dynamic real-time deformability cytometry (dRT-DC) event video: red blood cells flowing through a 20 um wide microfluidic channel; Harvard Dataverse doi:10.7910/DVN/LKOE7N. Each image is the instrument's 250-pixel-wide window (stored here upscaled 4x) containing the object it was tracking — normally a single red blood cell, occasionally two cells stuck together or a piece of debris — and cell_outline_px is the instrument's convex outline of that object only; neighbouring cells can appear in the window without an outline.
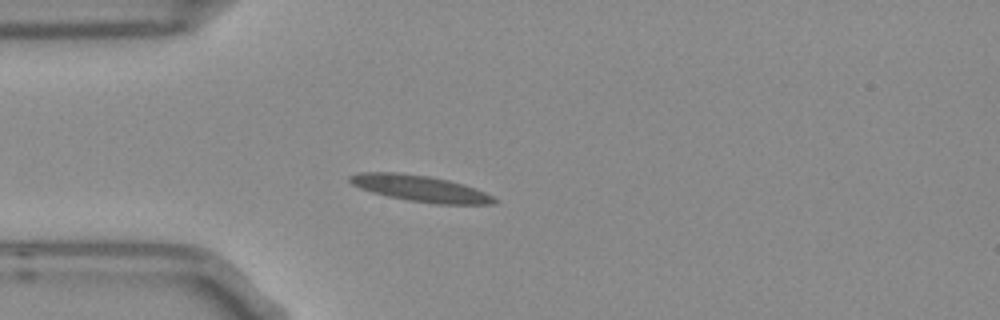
{"species": "Egyptian fruit bat (a non-hibernating species)", "species_latin": "Rousettus aegyptiacus", "temperature_condition": "room temperature", "stored_images_in_passage": 4, "camera_frame_rate_fps": 3000, "um_per_image_px": 0.085, "frame": {"image": 1, "passage_image": 3, "time_ms": 0.667, "image_size_px": [1000, 320], "cell_outline_px": [[500, 200], [496, 204], [436, 204], [408, 200], [388, 196], [372, 192], [360, 188], [352, 184], [348, 180], [348, 176], [360, 172], [396, 172], [428, 176], [448, 180], [464, 184], [476, 188]], "centroid_in_image_um": [35.74, 16.02], "position_along_channel_um": 49.3, "area_um2": 22.08}}